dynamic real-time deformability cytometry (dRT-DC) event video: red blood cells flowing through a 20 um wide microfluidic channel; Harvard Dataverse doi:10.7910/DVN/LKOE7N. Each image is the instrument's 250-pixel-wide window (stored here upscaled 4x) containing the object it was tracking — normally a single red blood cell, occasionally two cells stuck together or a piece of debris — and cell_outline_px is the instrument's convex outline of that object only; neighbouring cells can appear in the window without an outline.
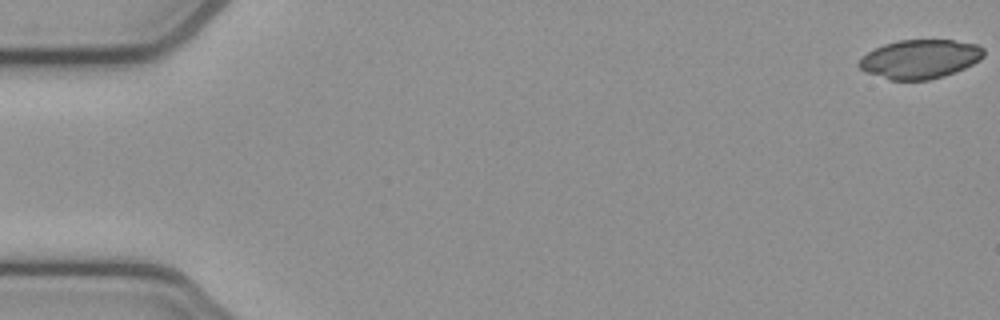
{"species": "common noctule bat (a hibernating species)", "species_latin": "Nyctalus noctula", "temperature_condition": "cold", "stored_images_in_passage": 53, "camera_frame_rate_fps": 3000, "um_per_image_px": 0.085, "animal": {"sex": "female", "body_mass_g": 21.9}, "frame": {"image": 1, "passage_image": 1, "time_ms": 0.0, "image_size_px": [1000, 320], "cell_outline_px": [[984, 56], [980, 60], [956, 72], [944, 76], [928, 80], [888, 80], [864, 72], [856, 64], [868, 52], [884, 44], [900, 40], [952, 40], [976, 44], [984, 48]], "centroid_in_image_um": [78.19, 5.03], "position_along_channel_um": 6.8, "area_um2": 28.38}}
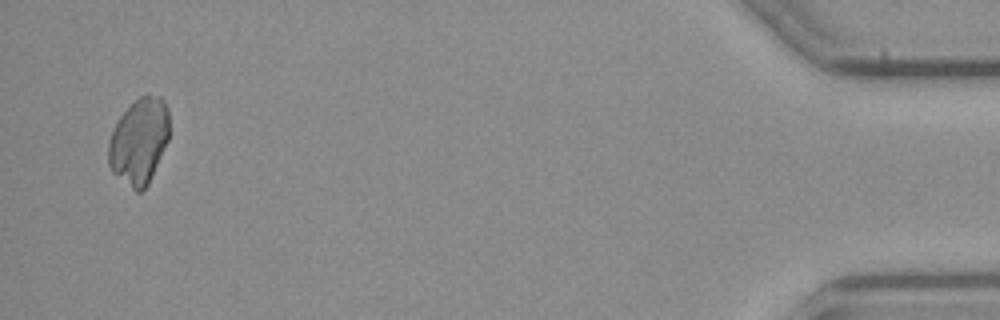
{"frame": {"image": 2, "passage_image": 52, "time_ms": 17.0, "image_size_px": [1000, 320], "cell_outline_px": [[168, 140], [148, 184], [140, 192], [136, 192], [112, 172], [108, 164], [108, 140], [120, 116], [140, 96], [148, 92], [160, 96], [164, 100], [168, 108]], "centroid_in_image_um": [11.82, 11.98], "position_along_channel_um": 423.4, "area_um2": 30.4}}